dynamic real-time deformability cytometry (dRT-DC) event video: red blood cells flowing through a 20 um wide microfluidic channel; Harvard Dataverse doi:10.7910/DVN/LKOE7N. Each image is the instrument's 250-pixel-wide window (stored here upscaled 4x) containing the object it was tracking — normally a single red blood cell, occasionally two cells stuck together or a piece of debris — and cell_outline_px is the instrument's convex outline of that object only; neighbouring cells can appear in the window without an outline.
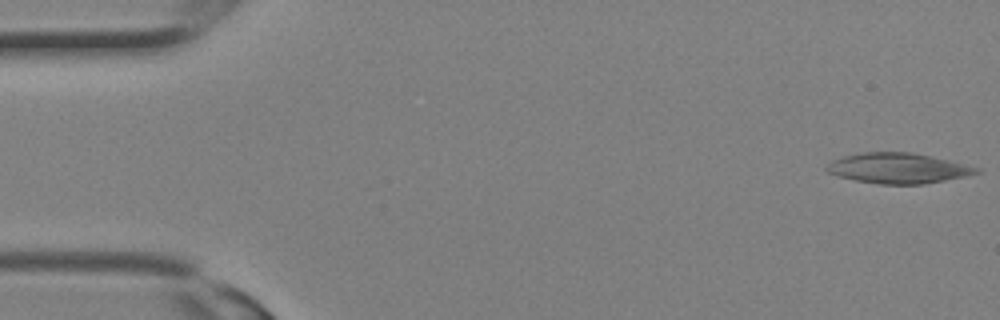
{"species": "Egyptian fruit bat (a non-hibernating species)", "species_latin": "Rousettus aegyptiacus", "temperature_condition": "room temperature", "stored_images_in_passage": 8, "camera_frame_rate_fps": 3000, "um_per_image_px": 0.085, "animal": {"sex": "female"}, "frame": {"image": 1, "passage_image": 1, "time_ms": 0.0, "image_size_px": [1000, 320], "cell_outline_px": [[980, 172], [964, 176], [924, 184], [880, 184], [856, 180], [840, 176], [828, 172], [824, 168], [832, 160], [844, 156], [860, 152], [912, 152], [980, 168]], "centroid_in_image_um": [76.29, 14.29], "position_along_channel_um": 8.7, "area_um2": 26.07}}